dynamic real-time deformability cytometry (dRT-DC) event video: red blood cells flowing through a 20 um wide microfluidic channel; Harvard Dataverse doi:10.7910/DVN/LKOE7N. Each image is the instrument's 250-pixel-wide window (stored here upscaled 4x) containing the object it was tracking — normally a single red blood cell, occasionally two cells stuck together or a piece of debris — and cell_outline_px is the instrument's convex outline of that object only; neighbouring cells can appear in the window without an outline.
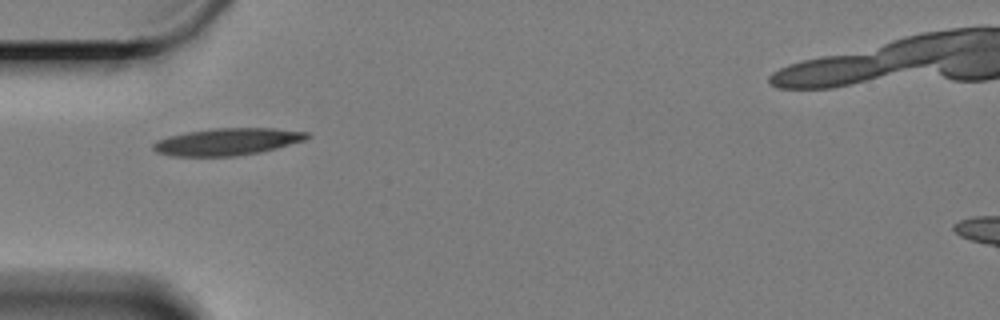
{"species": "Egyptian fruit bat (a non-hibernating species)", "species_latin": "Rousettus aegyptiacus", "temperature_condition": "cold", "stored_images_in_passage": 43, "camera_frame_rate_fps": 3000, "um_per_image_px": 0.085, "animal": {"sex": "female"}, "frame": {"image": 1, "passage_image": 1, "time_ms": 0.0, "image_size_px": [1000, 320], "cell_outline_px": [[312, 136], [304, 140], [276, 148], [260, 152], [236, 156], [172, 156], [156, 152], [152, 148], [152, 144], [156, 140], [168, 136], [188, 132], [212, 128], [276, 128], [308, 132]], "centroid_in_image_um": [19.31, 12.04], "position_along_channel_um": 65.7, "area_um2": 24.33}}
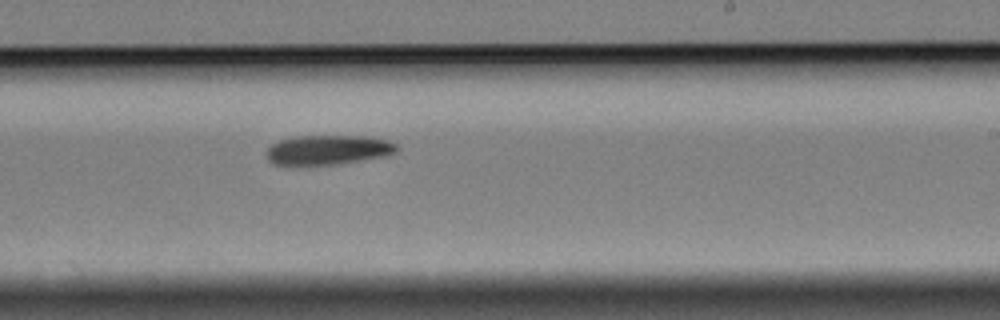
{"frame": {"image": 2, "passage_image": 19, "time_ms": 6.0, "image_size_px": [1000, 320], "cell_outline_px": [[400, 148], [396, 152], [388, 156], [340, 164], [272, 164], [268, 160], [268, 148], [272, 144], [280, 140], [296, 136], [364, 136], [388, 140], [396, 144]], "centroid_in_image_um": [27.96, 12.73], "position_along_channel_um": 261.0, "area_um2": 22.43}}
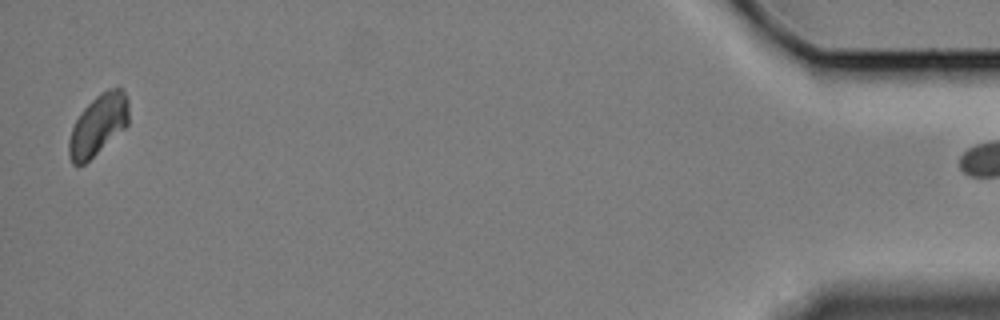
{"frame": {"image": 3, "passage_image": 42, "time_ms": 13.667, "image_size_px": [1000, 320], "cell_outline_px": [[128, 124], [124, 128], [84, 164], [76, 168], [72, 164], [68, 156], [68, 140], [72, 128], [80, 112], [100, 92], [108, 88], [120, 88], [128, 96]], "centroid_in_image_um": [8.31, 10.63], "position_along_channel_um": 426.9, "area_um2": 21.15}}